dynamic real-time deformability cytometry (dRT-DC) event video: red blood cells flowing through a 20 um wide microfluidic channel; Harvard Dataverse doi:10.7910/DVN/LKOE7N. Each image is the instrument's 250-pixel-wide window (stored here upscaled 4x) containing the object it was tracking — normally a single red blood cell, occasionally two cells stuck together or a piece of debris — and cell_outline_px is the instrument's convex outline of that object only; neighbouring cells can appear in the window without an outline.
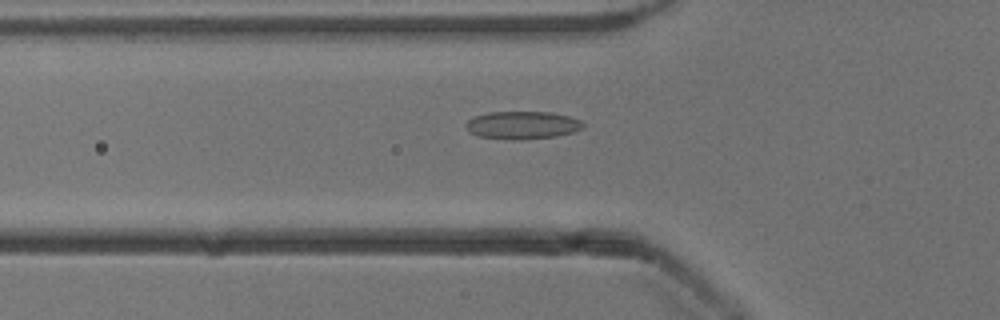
{"species": "common noctule bat (a hibernating species)", "species_latin": "Nyctalus noctula", "temperature_condition": "cold", "stored_images_in_passage": 53, "camera_frame_rate_fps": 3000, "um_per_image_px": 0.085, "animal": {"sex": "male", "body_mass_g": 13.3}, "frame": {"image": 1, "passage_image": 18, "time_ms": 5.667, "image_size_px": [1000, 320], "cell_outline_px": [[584, 128], [572, 132], [556, 136], [520, 140], [512, 140], [476, 136], [468, 132], [464, 124], [472, 116], [488, 112], [552, 112], [568, 116], [580, 120], [584, 124]], "centroid_in_image_um": [44.35, 10.64], "position_along_channel_um": 81.5, "area_um2": 19.25}}
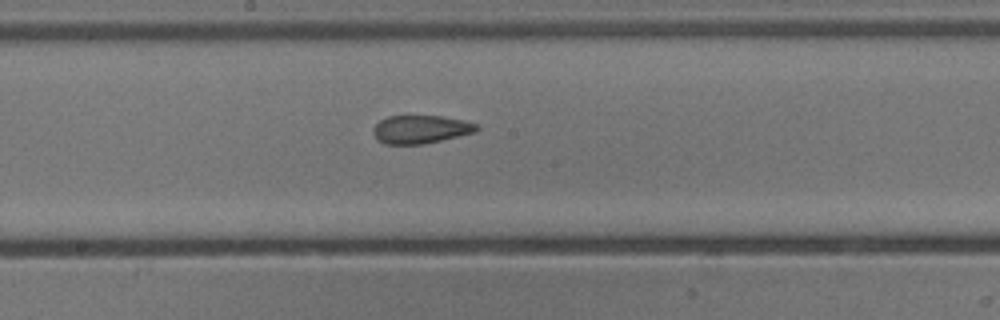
{"frame": {"image": 2, "passage_image": 28, "time_ms": 9.0, "image_size_px": [1000, 320], "cell_outline_px": [[480, 128], [476, 132], [424, 144], [384, 144], [372, 132], [372, 128], [380, 120], [388, 116], [440, 116], [464, 120], [476, 124]], "centroid_in_image_um": [35.76, 10.99], "position_along_channel_um": 212.4, "area_um2": 16.94}}
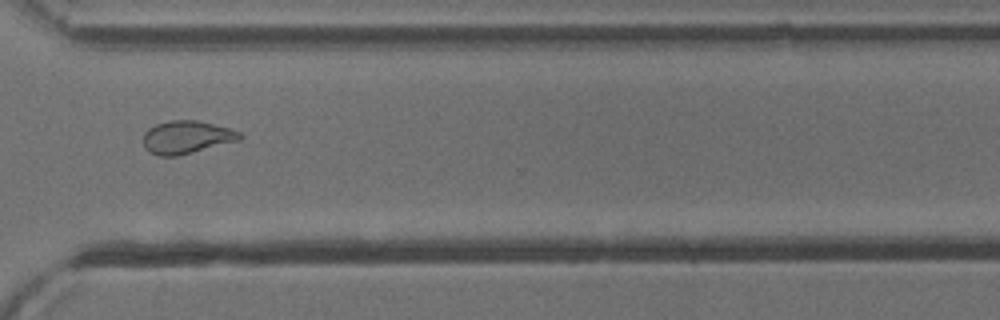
{"frame": {"image": 3, "passage_image": 39, "time_ms": 12.667, "image_size_px": [1000, 320], "cell_outline_px": [[244, 136], [240, 140], [176, 156], [160, 156], [148, 152], [144, 148], [144, 132], [148, 128], [156, 124], [168, 120], [196, 120], [228, 128], [240, 132]], "centroid_in_image_um": [15.83, 11.66], "position_along_channel_um": 354.8, "area_um2": 18.44}, "authors_computed_cell_mechanics": {"area_um2": 19.0162, "velocity_mm_per_s": 3.8996, "shape_relaxation_time_tau1_ms": null, "shape_relaxation_time_tau2_ms": 1.9033, "deformation_change_tau1": null, "deformation_change_tau2": 0.0876}}